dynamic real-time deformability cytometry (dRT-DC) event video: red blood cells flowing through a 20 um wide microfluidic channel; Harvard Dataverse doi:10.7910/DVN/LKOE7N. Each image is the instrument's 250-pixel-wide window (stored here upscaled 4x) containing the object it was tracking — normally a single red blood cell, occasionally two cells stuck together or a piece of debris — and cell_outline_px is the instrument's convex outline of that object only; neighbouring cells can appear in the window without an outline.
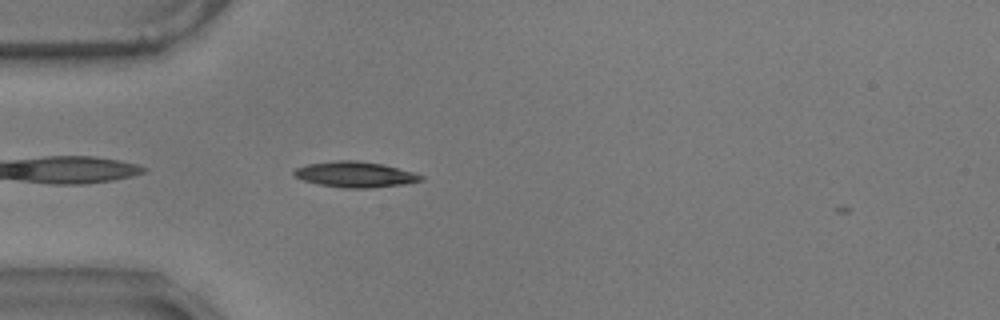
{"species": "common noctule bat (a hibernating species)", "species_latin": "Nyctalus noctula", "temperature_condition": "warm", "stored_images_in_passage": 3, "camera_frame_rate_fps": 3000, "um_per_image_px": 0.085, "animal": {"sex": "male", "body_mass_g": 17.9}, "frame": {"image": 1, "passage_image": 2, "time_ms": 0.333, "image_size_px": [1000, 320], "cell_outline_px": [[424, 180], [404, 184], [372, 188], [344, 188], [320, 184], [304, 180], [292, 176], [292, 172], [296, 168], [308, 164], [336, 160], [356, 160], [384, 164], [412, 172], [424, 176]], "centroid_in_image_um": [30.19, 14.82], "position_along_channel_um": 54.8, "area_um2": 19.02}}